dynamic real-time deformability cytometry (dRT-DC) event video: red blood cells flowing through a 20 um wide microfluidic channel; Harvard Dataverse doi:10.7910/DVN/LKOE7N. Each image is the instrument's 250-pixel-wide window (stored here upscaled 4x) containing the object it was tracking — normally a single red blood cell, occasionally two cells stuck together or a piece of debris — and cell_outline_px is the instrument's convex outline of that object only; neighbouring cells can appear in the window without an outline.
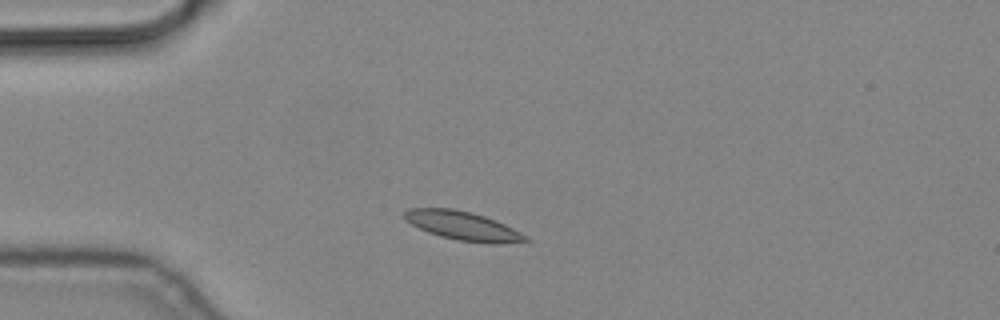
{"species": "common noctule bat (a hibernating species)", "species_latin": "Nyctalus noctula", "temperature_condition": "cold", "stored_images_in_passage": 9, "camera_frame_rate_fps": 3000, "um_per_image_px": 0.085, "animal": {"sex": "male", "body_mass_g": 19.2, "forearm_length_mm": 51.8}, "frame": {"image": 1, "passage_image": 2, "time_ms": 0.333, "image_size_px": [1000, 320], "cell_outline_px": [[532, 240], [500, 244], [492, 244], [456, 240], [440, 236], [428, 232], [404, 220], [400, 216], [408, 208], [452, 208], [472, 212], [496, 220], [528, 236]], "centroid_in_image_um": [39.33, 19.19], "position_along_channel_um": 45.7, "area_um2": 20.52}}
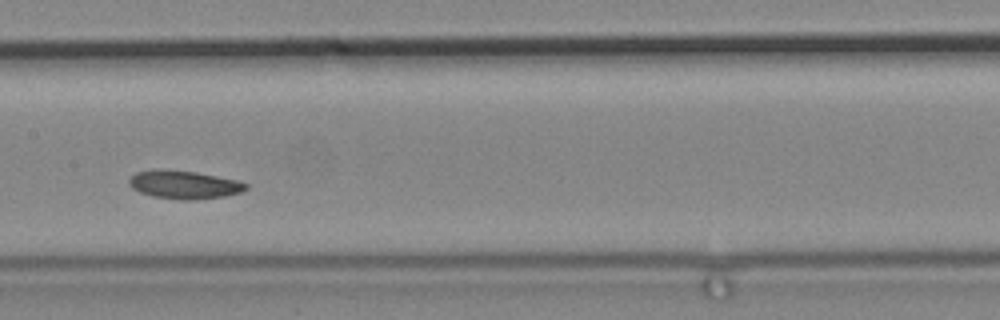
{"frame": {"image": 2, "passage_image": 6, "time_ms": 1.667, "image_size_px": [1000, 320], "cell_outline_px": [[248, 188], [240, 192], [224, 196], [192, 200], [184, 200], [152, 196], [140, 192], [132, 188], [128, 184], [128, 180], [136, 172], [196, 172], [236, 180], [248, 184]], "centroid_in_image_um": [15.69, 15.74], "position_along_channel_um": 191.7, "area_um2": 18.32}}
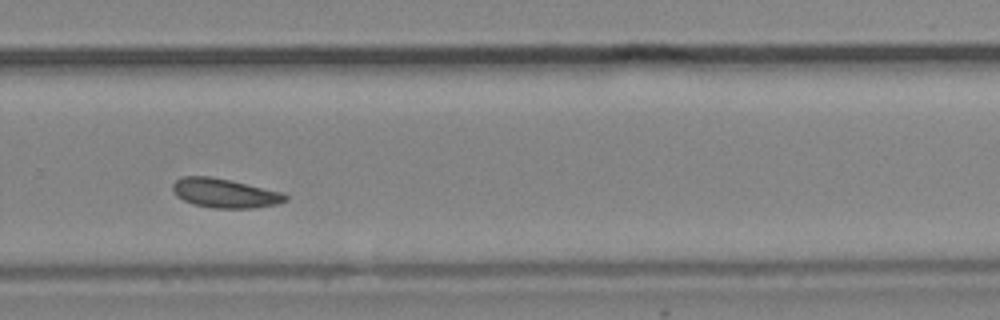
{"frame": {"image": 3, "passage_image": 9, "time_ms": 2.667, "image_size_px": [1000, 320], "cell_outline_px": [[288, 200], [276, 204], [256, 208], [212, 208], [192, 204], [176, 196], [172, 188], [172, 184], [176, 180], [184, 176], [208, 176], [228, 180], [284, 192], [288, 196]], "centroid_in_image_um": [19.11, 16.43], "position_along_channel_um": 310.7, "area_um2": 19.19}}